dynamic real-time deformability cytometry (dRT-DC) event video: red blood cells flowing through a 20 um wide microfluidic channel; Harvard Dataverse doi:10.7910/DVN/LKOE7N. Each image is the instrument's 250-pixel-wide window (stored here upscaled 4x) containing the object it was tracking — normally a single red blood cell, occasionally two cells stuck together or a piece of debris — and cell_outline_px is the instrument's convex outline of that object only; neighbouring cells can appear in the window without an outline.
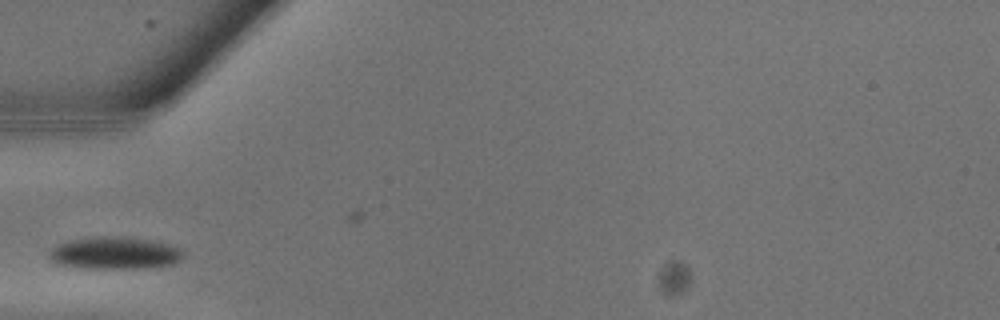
{"species": "common noctule bat (a hibernating species)", "species_latin": "Nyctalus noctula", "temperature_condition": "warm", "stored_images_in_passage": 5, "camera_frame_rate_fps": 3000, "um_per_image_px": 0.085, "animal": {"sex": "male", "body_mass_g": 13.3}, "frame": {"image": 1, "passage_image": 1, "time_ms": 0.0, "image_size_px": [1000, 320], "cell_outline_px": [[184, 256], [172, 264], [156, 268], [80, 268], [56, 264], [48, 256], [48, 252], [56, 244], [72, 240], [104, 236], [120, 236], [152, 240], [168, 244], [180, 248]], "centroid_in_image_um": [9.74, 21.52], "position_along_channel_um": 75.3, "area_um2": 25.37}}
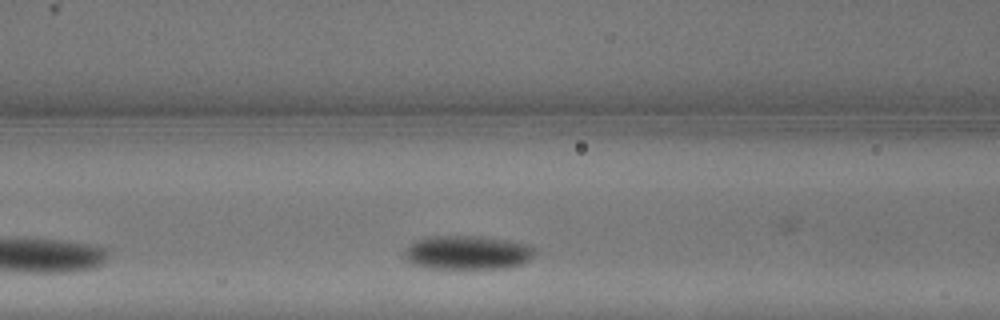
{"frame": {"image": 2, "passage_image": 3, "time_ms": 0.667, "image_size_px": [1000, 320], "cell_outline_px": [[532, 256], [524, 264], [508, 268], [432, 268], [412, 264], [408, 260], [404, 252], [416, 240], [428, 236], [480, 236], [508, 240], [528, 244], [532, 248]], "centroid_in_image_um": [39.75, 21.46], "position_along_channel_um": 126.8, "area_um2": 25.49}}
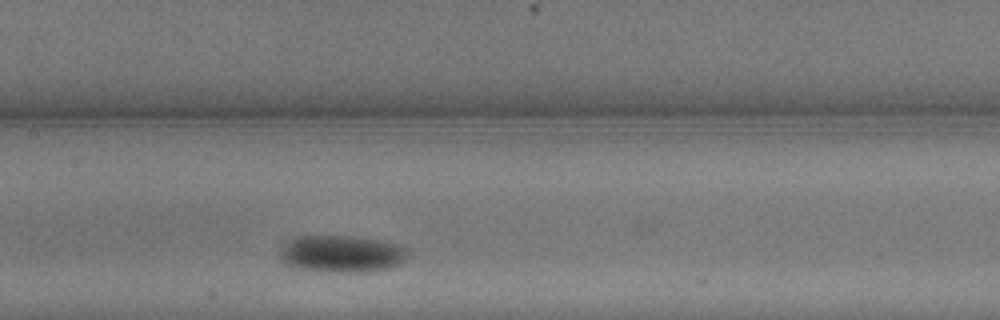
{"frame": {"image": 3, "passage_image": 5, "time_ms": 1.333, "image_size_px": [1000, 320], "cell_outline_px": [[408, 252], [404, 260], [400, 264], [392, 268], [364, 272], [328, 272], [292, 268], [284, 264], [280, 260], [280, 252], [296, 236], [352, 236], [376, 240], [396, 244], [408, 248]], "centroid_in_image_um": [29.05, 21.6], "position_along_channel_um": 178.4, "area_um2": 27.63}}